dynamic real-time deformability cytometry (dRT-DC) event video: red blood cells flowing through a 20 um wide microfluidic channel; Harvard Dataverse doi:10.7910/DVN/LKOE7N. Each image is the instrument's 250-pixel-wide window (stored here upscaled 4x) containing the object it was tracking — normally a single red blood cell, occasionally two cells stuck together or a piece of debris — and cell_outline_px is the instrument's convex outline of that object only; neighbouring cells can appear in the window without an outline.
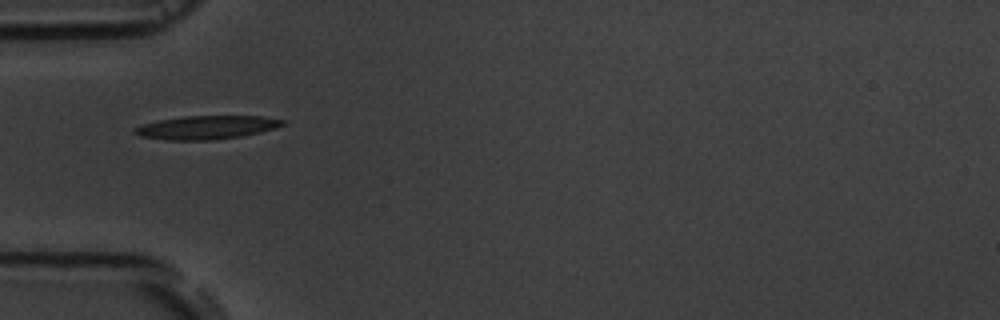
{"species": "common noctule bat (a hibernating species)", "species_latin": "Nyctalus noctula", "temperature_condition": "room temperature", "stored_images_in_passage": 8, "camera_frame_rate_fps": 3000, "um_per_image_px": 0.085, "animal": {"sex": "male", "body_mass_g": 19.5, "forearm_length_mm": 54.6}, "frame": {"image": 1, "passage_image": 1, "time_ms": 0.0, "image_size_px": [1000, 320], "cell_outline_px": [[284, 124], [276, 128], [260, 132], [240, 136], [212, 140], [168, 140], [140, 136], [132, 132], [132, 128], [156, 120], [184, 116], [264, 116], [284, 120]], "centroid_in_image_um": [17.52, 10.82], "position_along_channel_um": 67.5, "area_um2": 20.29}}
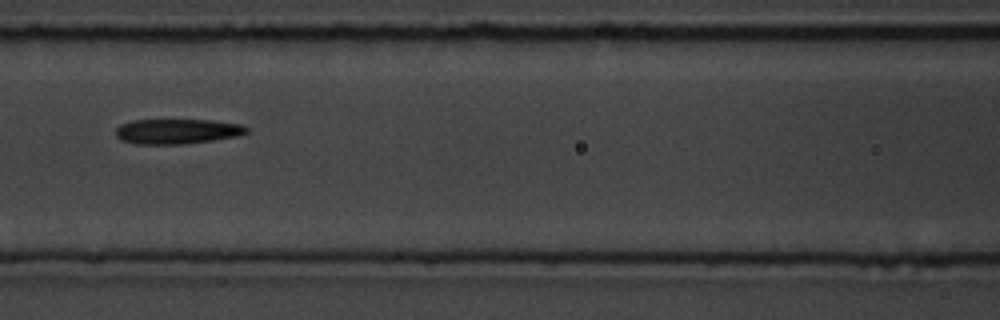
{"frame": {"image": 2, "passage_image": 3, "time_ms": 2.333, "image_size_px": [1000, 320], "cell_outline_px": [[248, 132], [236, 136], [212, 140], [184, 144], [136, 144], [120, 140], [116, 136], [116, 128], [120, 124], [132, 120], [212, 120], [240, 124], [248, 128]], "centroid_in_image_um": [15.02, 11.16], "position_along_channel_um": 151.6, "area_um2": 19.07}}
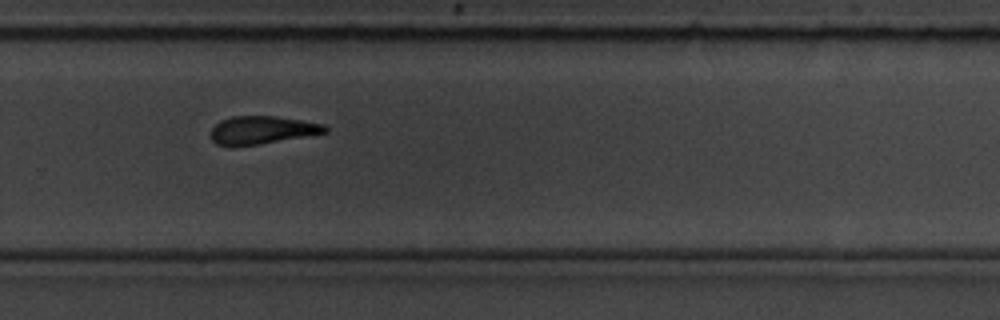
{"frame": {"image": 3, "passage_image": 7, "time_ms": 6.667, "image_size_px": [1000, 320], "cell_outline_px": [[328, 132], [260, 144], [216, 144], [212, 140], [212, 128], [220, 120], [232, 116], [276, 116], [324, 124], [328, 128]], "centroid_in_image_um": [22.31, 11.03], "position_along_channel_um": 307.5, "area_um2": 18.15}}